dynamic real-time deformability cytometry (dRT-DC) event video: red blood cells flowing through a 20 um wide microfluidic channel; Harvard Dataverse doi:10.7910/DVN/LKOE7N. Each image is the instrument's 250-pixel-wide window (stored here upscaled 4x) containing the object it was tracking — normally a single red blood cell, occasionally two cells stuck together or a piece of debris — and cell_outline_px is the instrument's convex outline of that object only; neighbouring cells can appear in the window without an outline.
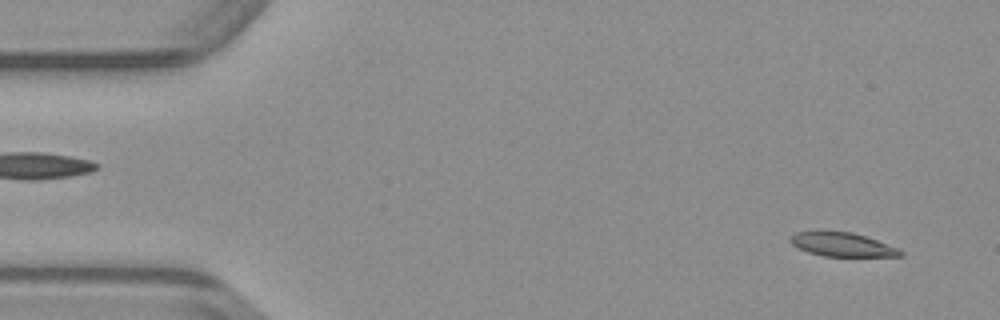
{"species": "common noctule bat (a hibernating species)", "species_latin": "Nyctalus noctula", "temperature_condition": "warm", "stored_images_in_passage": 12, "camera_frame_rate_fps": 3000, "um_per_image_px": 0.085, "animal": {"sex": "male", "body_mass_g": 23.1, "forearm_length_mm": 52.7}, "frame": {"image": 1, "passage_image": 3, "time_ms": 0.667, "image_size_px": [1000, 320], "cell_outline_px": [[904, 256], [824, 256], [808, 252], [792, 244], [788, 240], [788, 236], [796, 232], [852, 232], [900, 248], [904, 252]], "centroid_in_image_um": [71.61, 20.79], "position_along_channel_um": 13.4, "area_um2": 15.14}}